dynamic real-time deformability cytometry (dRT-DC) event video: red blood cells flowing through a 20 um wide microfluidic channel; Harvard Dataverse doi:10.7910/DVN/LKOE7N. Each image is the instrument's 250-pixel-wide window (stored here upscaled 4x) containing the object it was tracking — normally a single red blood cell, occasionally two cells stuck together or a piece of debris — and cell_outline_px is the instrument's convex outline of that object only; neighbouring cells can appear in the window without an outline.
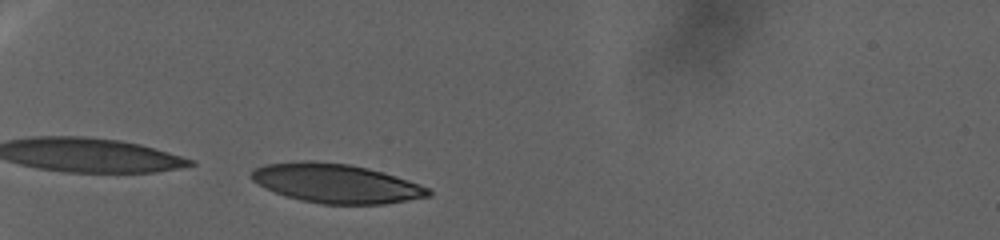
{"species": "human", "species_latin": "Homo sapiens", "temperature_condition": "warm", "stored_images_in_passage": 41, "camera_frame_rate_fps": 3000, "um_per_image_px": 0.085, "donor": {"sex": "female"}, "frame": {"image": 1, "passage_image": 4, "time_ms": 1.0, "image_size_px": [1000, 240], "cell_outline_px": [[432, 196], [384, 204], [324, 204], [300, 200], [264, 188], [252, 180], [248, 176], [256, 168], [264, 164], [300, 160], [316, 160], [352, 164], [384, 172], [432, 188]], "centroid_in_image_um": [28.58, 15.57], "position_along_channel_um": 56.4, "area_um2": 40.81}}
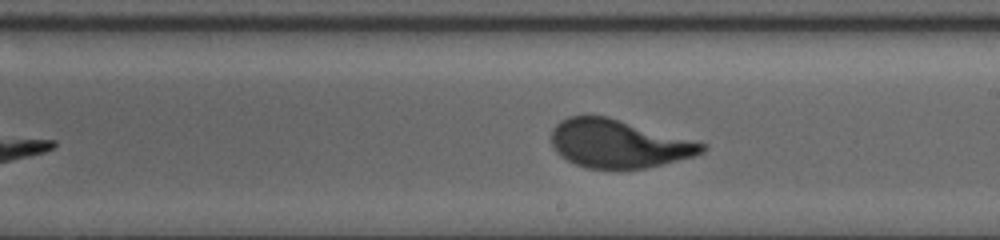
{"frame": {"image": 2, "passage_image": 25, "time_ms": 16.0, "image_size_px": [1000, 240], "cell_outline_px": [[708, 148], [704, 152], [696, 156], [644, 168], [588, 168], [576, 164], [560, 156], [552, 148], [552, 128], [560, 120], [568, 116], [608, 116], [708, 144]], "centroid_in_image_um": [52.59, 12.2], "position_along_channel_um": 236.4, "area_um2": 42.31}}
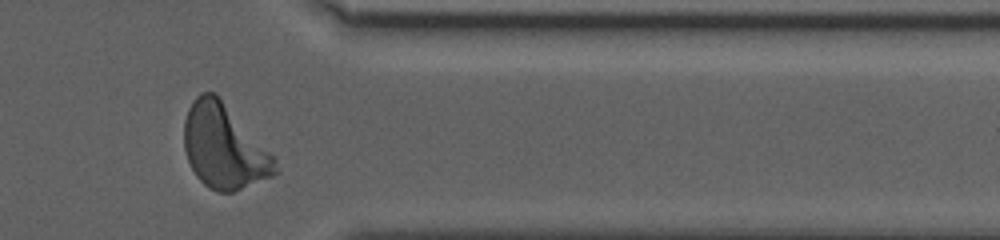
{"frame": {"image": 3, "passage_image": 38, "time_ms": 27.0, "image_size_px": [1000, 240], "cell_outline_px": [[280, 172], [272, 176], [232, 192], [216, 192], [208, 188], [196, 176], [188, 160], [184, 148], [184, 120], [188, 108], [192, 100], [200, 92], [216, 92], [276, 156]], "centroid_in_image_um": [19.07, 12.45], "position_along_channel_um": 392.3, "area_um2": 45.37}}